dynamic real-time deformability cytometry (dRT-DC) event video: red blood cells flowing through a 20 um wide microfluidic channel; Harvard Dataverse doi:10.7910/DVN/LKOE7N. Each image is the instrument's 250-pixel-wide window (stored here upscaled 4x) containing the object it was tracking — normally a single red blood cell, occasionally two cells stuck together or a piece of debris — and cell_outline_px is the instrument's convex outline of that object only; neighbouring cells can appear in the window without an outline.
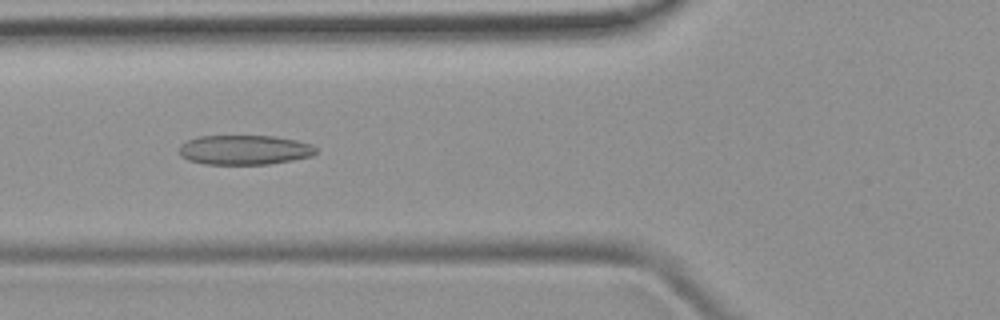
{"species": "common noctule bat (a hibernating species)", "species_latin": "Nyctalus noctula", "temperature_condition": "room temperature", "stored_images_in_passage": 45, "camera_frame_rate_fps": 3000, "um_per_image_px": 0.085, "animal": {"sex": "female", "body_mass_g": 19.9}, "frame": {"image": 1, "passage_image": 15, "time_ms": 4.667, "image_size_px": [1000, 320], "cell_outline_px": [[316, 152], [312, 156], [292, 160], [268, 164], [204, 164], [188, 160], [180, 156], [180, 144], [188, 140], [200, 136], [276, 136], [296, 140], [312, 144], [316, 148]], "centroid_in_image_um": [20.78, 12.74], "position_along_channel_um": 105.0, "area_um2": 23.64}}
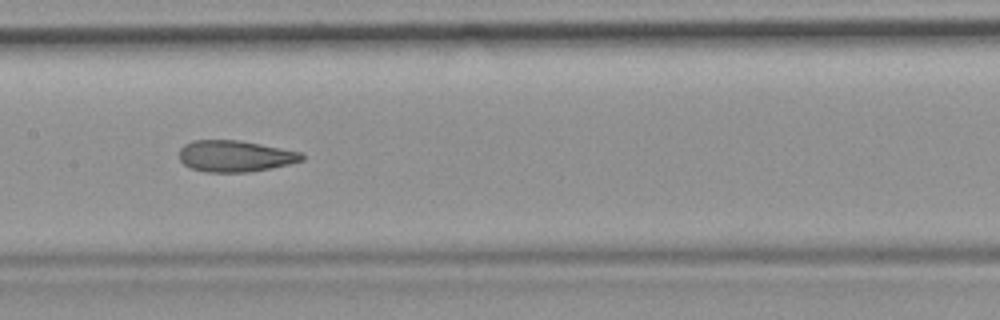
{"frame": {"image": 2, "passage_image": 21, "time_ms": 6.667, "image_size_px": [1000, 320], "cell_outline_px": [[304, 160], [272, 168], [248, 172], [204, 172], [192, 168], [184, 164], [180, 160], [180, 148], [184, 144], [192, 140], [240, 140], [300, 152], [304, 156]], "centroid_in_image_um": [19.96, 13.27], "position_along_channel_um": 187.4, "area_um2": 22.37}}
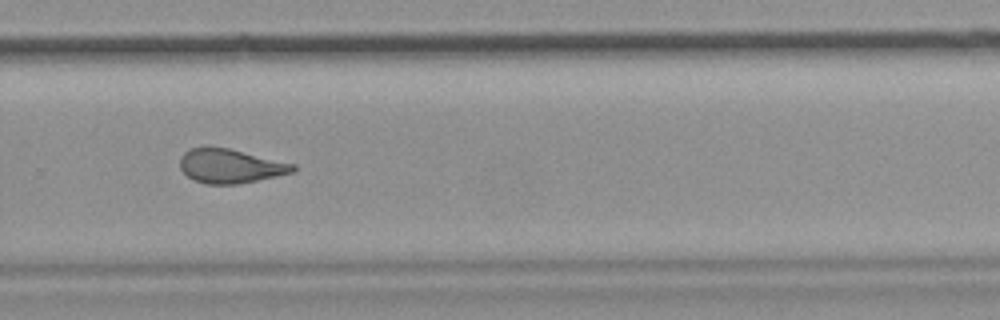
{"frame": {"image": 3, "passage_image": 30, "time_ms": 9.667, "image_size_px": [1000, 320], "cell_outline_px": [[296, 172], [236, 184], [208, 184], [192, 180], [180, 168], [180, 156], [184, 152], [192, 148], [228, 148], [296, 164]], "centroid_in_image_um": [19.59, 14.12], "position_along_channel_um": 310.2, "area_um2": 22.25}}